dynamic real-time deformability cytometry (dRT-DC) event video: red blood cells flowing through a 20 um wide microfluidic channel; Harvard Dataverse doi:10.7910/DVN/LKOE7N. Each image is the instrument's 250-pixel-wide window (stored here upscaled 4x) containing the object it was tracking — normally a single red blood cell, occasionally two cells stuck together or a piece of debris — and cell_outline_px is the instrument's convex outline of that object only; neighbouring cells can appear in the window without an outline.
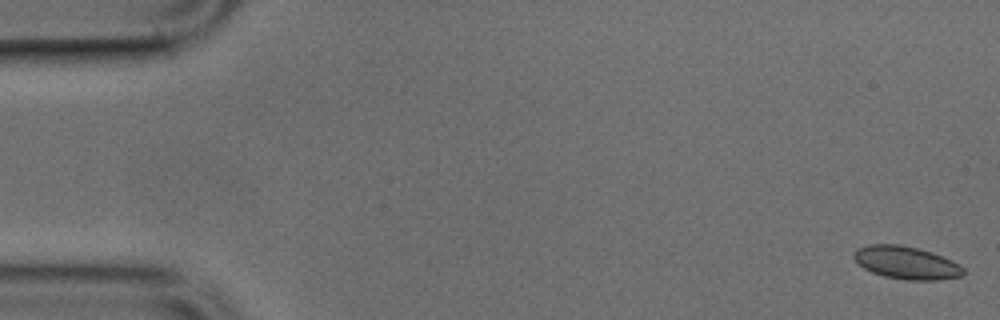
{"species": "common noctule bat (a hibernating species)", "species_latin": "Nyctalus noctula", "temperature_condition": "cold", "stored_images_in_passage": 45, "camera_frame_rate_fps": 3000, "um_per_image_px": 0.085, "animal": {"sex": "male", "body_mass_g": 17.9, "forearm_length_mm": 54.2}, "frame": {"image": 1, "passage_image": 1, "time_ms": 0.0, "image_size_px": [1000, 320], "cell_outline_px": [[964, 276], [940, 280], [904, 280], [884, 276], [872, 272], [864, 268], [852, 256], [852, 252], [856, 248], [868, 244], [900, 244], [932, 252], [952, 260], [964, 268]], "centroid_in_image_um": [77.03, 22.33], "position_along_channel_um": 8.0, "area_um2": 21.1}}
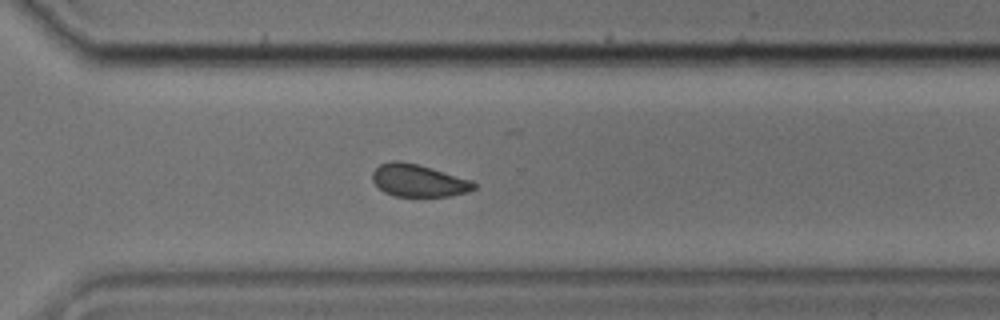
{"frame": {"image": 2, "passage_image": 35, "time_ms": 11.333, "image_size_px": [1000, 320], "cell_outline_px": [[476, 188], [468, 192], [452, 196], [392, 196], [384, 192], [372, 180], [372, 172], [380, 164], [392, 160], [400, 160], [420, 164], [472, 180], [476, 184]], "centroid_in_image_um": [35.58, 15.34], "position_along_channel_um": 335.0, "area_um2": 19.42}}
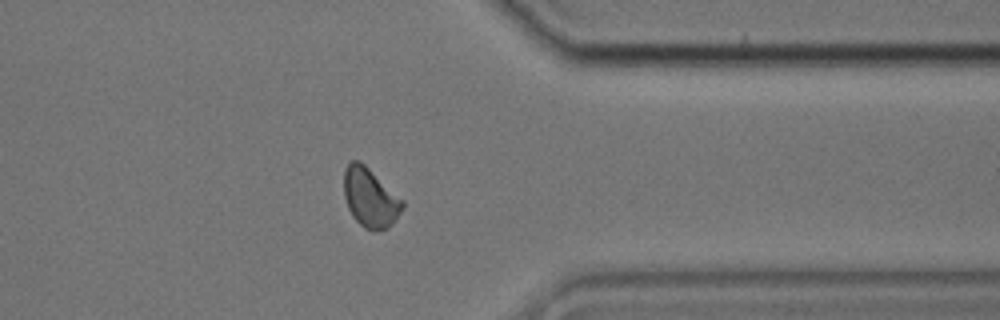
{"frame": {"image": 3, "passage_image": 39, "time_ms": 12.667, "image_size_px": [1000, 320], "cell_outline_px": [[404, 208], [388, 228], [376, 232], [364, 228], [352, 216], [348, 208], [344, 196], [344, 168], [352, 160], [360, 160], [404, 200]], "centroid_in_image_um": [31.47, 16.81], "position_along_channel_um": 379.9, "area_um2": 20.35}}